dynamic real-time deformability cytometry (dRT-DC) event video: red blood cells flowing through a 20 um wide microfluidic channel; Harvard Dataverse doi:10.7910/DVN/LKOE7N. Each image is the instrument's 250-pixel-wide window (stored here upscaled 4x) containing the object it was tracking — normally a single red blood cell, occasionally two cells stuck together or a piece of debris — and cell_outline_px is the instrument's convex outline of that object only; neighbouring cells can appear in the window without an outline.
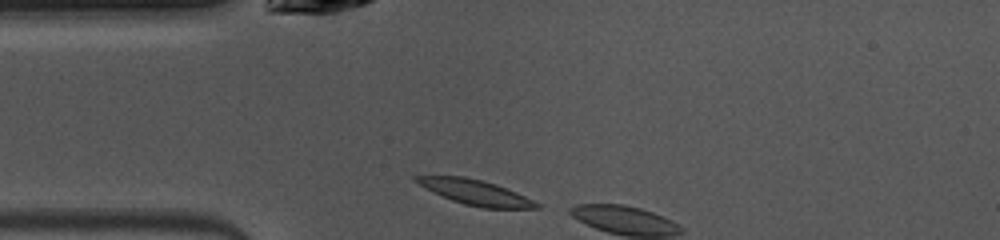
{"species": "common noctule bat (a hibernating species)", "species_latin": "Nyctalus noctula", "temperature_condition": "warm", "stored_images_in_passage": 3, "camera_frame_rate_fps": 3000, "um_per_image_px": 0.085, "animal": {"sex": "female", "body_mass_g": 10.0, "forearm_length_mm": 53.1}, "frame": {"image": 1, "passage_image": 1, "time_ms": 0.0, "image_size_px": [1000, 240], "cell_outline_px": [[544, 208], [484, 208], [464, 204], [452, 200], [432, 192], [424, 188], [412, 180], [412, 176], [464, 176], [496, 184], [516, 192], [540, 204]], "centroid_in_image_um": [40.37, 16.34], "position_along_channel_um": 44.6, "area_um2": 17.51}}